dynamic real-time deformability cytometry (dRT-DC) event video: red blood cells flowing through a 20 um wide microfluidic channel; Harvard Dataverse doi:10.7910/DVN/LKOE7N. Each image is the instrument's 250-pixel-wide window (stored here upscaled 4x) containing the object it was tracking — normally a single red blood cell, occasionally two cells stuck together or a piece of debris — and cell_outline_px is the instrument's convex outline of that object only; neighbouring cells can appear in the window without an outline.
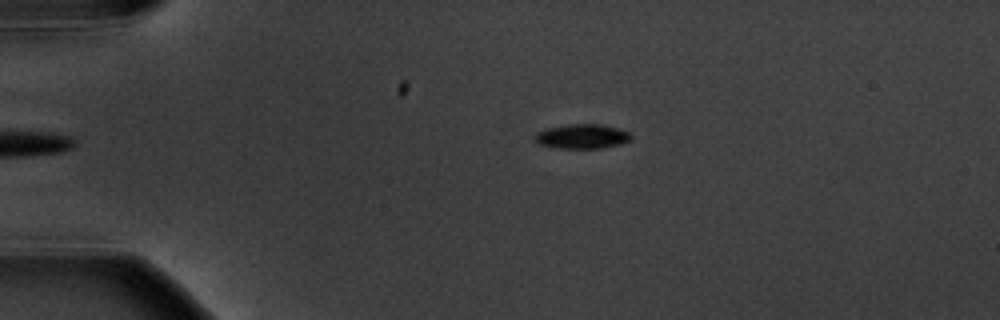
{"species": "common noctule bat (a hibernating species)", "species_latin": "Nyctalus noctula", "temperature_condition": "warm", "stored_images_in_passage": 5, "camera_frame_rate_fps": 3000, "um_per_image_px": 0.085, "animal": {"sex": "male", "body_mass_g": 20.1, "forearm_length_mm": 53.5}, "frame": {"image": 1, "passage_image": 5, "time_ms": 5.667, "image_size_px": [1000, 320], "cell_outline_px": [[632, 140], [620, 144], [600, 148], [560, 148], [540, 144], [532, 140], [532, 136], [536, 132], [548, 128], [568, 124], [604, 124], [628, 132], [632, 136]], "centroid_in_image_um": [49.45, 11.59], "position_along_channel_um": 35.6, "area_um2": 13.81}}